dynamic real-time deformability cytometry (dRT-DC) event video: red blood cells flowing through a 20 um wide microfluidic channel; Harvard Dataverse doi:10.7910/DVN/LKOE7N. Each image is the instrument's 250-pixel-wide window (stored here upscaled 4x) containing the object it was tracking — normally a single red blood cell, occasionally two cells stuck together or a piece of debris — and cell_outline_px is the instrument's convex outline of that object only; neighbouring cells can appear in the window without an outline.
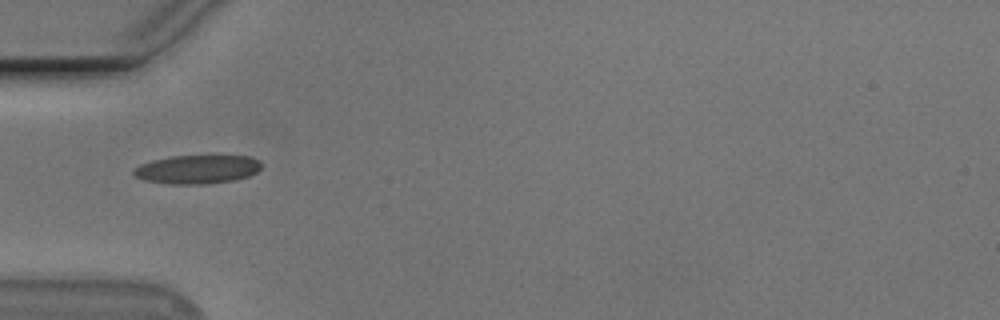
{"species": "Egyptian fruit bat (a non-hibernating species)", "species_latin": "Rousettus aegyptiacus", "temperature_condition": "cold", "stored_images_in_passage": 4, "camera_frame_rate_fps": 3000, "um_per_image_px": 0.085, "animal": {"sex": "male"}, "frame": {"image": 1, "passage_image": 1, "time_ms": 0.0, "image_size_px": [1000, 320], "cell_outline_px": [[260, 168], [256, 172], [248, 176], [236, 180], [208, 184], [168, 184], [144, 180], [136, 176], [132, 172], [140, 164], [152, 160], [172, 156], [248, 156], [260, 160]], "centroid_in_image_um": [16.77, 14.4], "position_along_channel_um": 68.2, "area_um2": 21.33}}